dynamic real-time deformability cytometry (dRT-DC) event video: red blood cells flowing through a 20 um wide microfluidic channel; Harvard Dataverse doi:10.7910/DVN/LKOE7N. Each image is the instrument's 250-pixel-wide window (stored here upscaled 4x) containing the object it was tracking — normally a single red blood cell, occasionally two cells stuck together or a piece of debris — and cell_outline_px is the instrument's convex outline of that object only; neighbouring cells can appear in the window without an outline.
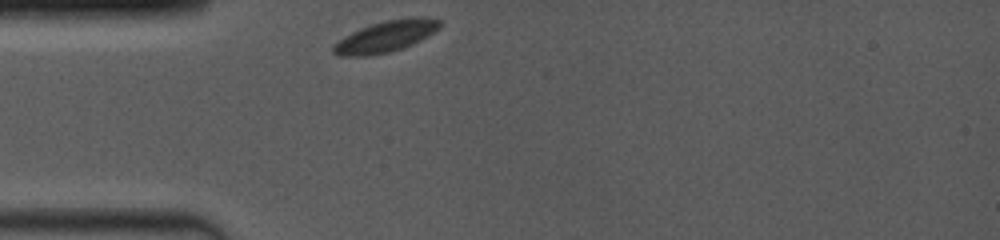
{"species": "common noctule bat (a hibernating species)", "species_latin": "Nyctalus noctula", "temperature_condition": "room temperature", "stored_images_in_passage": 33, "camera_frame_rate_fps": 4000, "um_per_image_px": 0.085, "animal": {"sex": "female", "body_mass_g": 19.0, "forearm_length_mm": 53.3}, "frame": {"image": 1, "passage_image": 1, "time_ms": 0.0, "image_size_px": [1000, 240], "cell_outline_px": [[440, 28], [428, 36], [412, 44], [388, 52], [368, 56], [340, 56], [332, 52], [332, 48], [344, 36], [360, 28], [372, 24], [388, 20], [416, 16], [424, 16], [440, 20]], "centroid_in_image_um": [32.81, 3.09], "position_along_channel_um": 52.2, "area_um2": 19.19}}
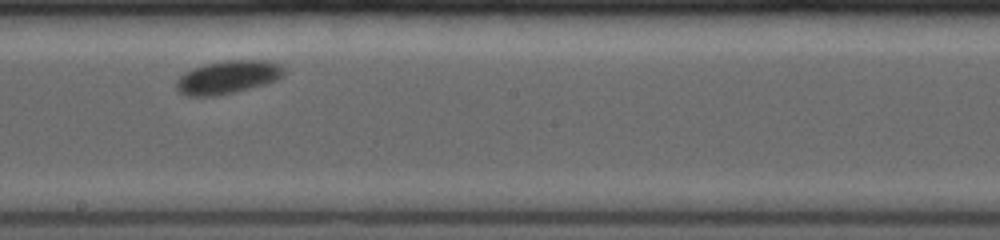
{"frame": {"image": 2, "passage_image": 19, "time_ms": 5.0, "image_size_px": [1000, 240], "cell_outline_px": [[284, 72], [276, 80], [264, 84], [236, 92], [216, 96], [188, 96], [180, 92], [176, 88], [176, 80], [184, 72], [192, 68], [204, 64], [228, 60], [264, 60], [280, 64], [284, 68]], "centroid_in_image_um": [19.33, 6.56], "position_along_channel_um": 228.9, "area_um2": 20.75}}
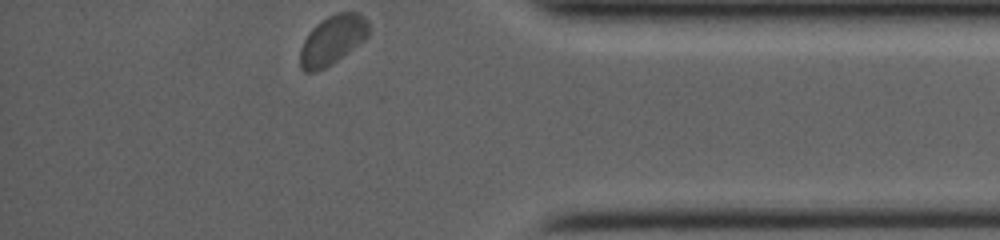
{"frame": {"image": 3, "passage_image": 33, "time_ms": 10.0, "image_size_px": [1000, 240], "cell_outline_px": [[368, 36], [364, 40], [336, 60], [324, 68], [316, 72], [304, 72], [300, 68], [300, 48], [304, 40], [312, 28], [316, 24], [328, 16], [336, 12], [360, 12], [368, 20]], "centroid_in_image_um": [28.25, 3.38], "position_along_channel_um": 407.0, "area_um2": 19.54}, "authors_computed_cell_mechanics": {"area_um2": 20.0566, "velocity_mm_per_s": 3.718, "shape_relaxation_time_tau1_ms": 1.3602, "shape_relaxation_time_tau2_ms": null, "deformation_change_tau1": 0.0497, "deformation_change_tau2": null}}